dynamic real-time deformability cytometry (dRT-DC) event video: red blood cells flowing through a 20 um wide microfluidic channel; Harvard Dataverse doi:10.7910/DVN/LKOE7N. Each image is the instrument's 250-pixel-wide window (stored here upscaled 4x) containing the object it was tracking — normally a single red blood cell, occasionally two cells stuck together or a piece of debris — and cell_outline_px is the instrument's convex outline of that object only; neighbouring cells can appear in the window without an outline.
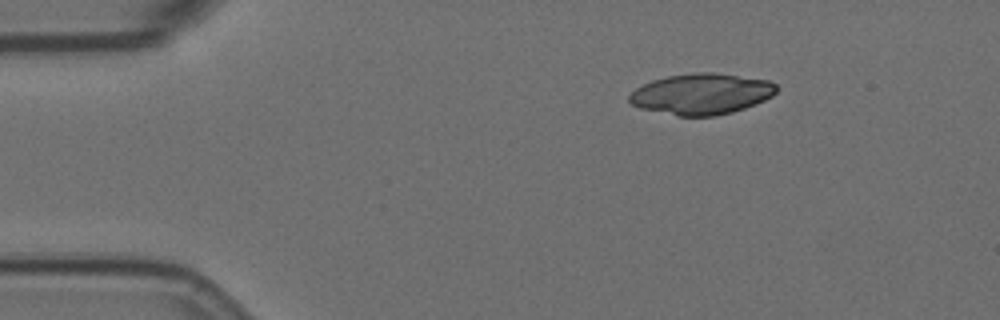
{"species": "Egyptian fruit bat (a non-hibernating species)", "species_latin": "Rousettus aegyptiacus", "temperature_condition": "room temperature", "stored_images_in_passage": 3, "camera_frame_rate_fps": 3000, "um_per_image_px": 0.085, "animal": {"sex": "female"}, "frame": {"image": 1, "passage_image": 1, "time_ms": 0.0, "image_size_px": [1000, 320], "cell_outline_px": [[776, 92], [772, 96], [764, 100], [744, 108], [732, 112], [716, 116], [676, 116], [640, 108], [632, 104], [628, 100], [628, 96], [636, 88], [652, 80], [668, 76], [696, 72], [712, 72], [768, 80], [776, 84]], "centroid_in_image_um": [59.61, 7.99], "position_along_channel_um": 25.4, "area_um2": 35.03}}